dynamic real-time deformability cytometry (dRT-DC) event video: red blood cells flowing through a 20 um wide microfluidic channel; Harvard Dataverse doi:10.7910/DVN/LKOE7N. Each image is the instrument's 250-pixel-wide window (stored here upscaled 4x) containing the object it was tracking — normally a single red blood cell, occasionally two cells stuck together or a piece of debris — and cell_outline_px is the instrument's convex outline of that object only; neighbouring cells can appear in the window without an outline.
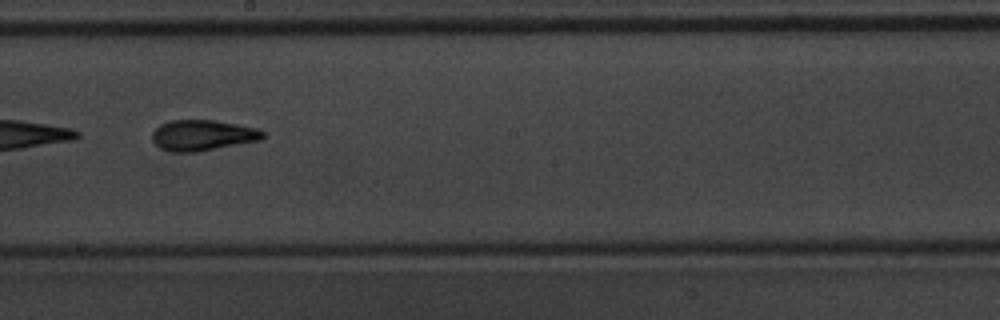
{"species": "common noctule bat (a hibernating species)", "species_latin": "Nyctalus noctula", "temperature_condition": "warm", "stored_images_in_passage": 10, "camera_frame_rate_fps": 3000, "um_per_image_px": 0.085, "animal": {"sex": "male", "body_mass_g": 20.1, "forearm_length_mm": 53.5}, "frame": {"image": 1, "passage_image": 9, "time_ms": 2.667, "image_size_px": [1000, 320], "cell_outline_px": [[264, 136], [260, 140], [196, 152], [172, 152], [160, 148], [152, 140], [152, 132], [160, 124], [172, 120], [216, 120], [256, 128], [264, 132]], "centroid_in_image_um": [17.19, 11.49], "position_along_channel_um": 231.0, "area_um2": 19.71}}